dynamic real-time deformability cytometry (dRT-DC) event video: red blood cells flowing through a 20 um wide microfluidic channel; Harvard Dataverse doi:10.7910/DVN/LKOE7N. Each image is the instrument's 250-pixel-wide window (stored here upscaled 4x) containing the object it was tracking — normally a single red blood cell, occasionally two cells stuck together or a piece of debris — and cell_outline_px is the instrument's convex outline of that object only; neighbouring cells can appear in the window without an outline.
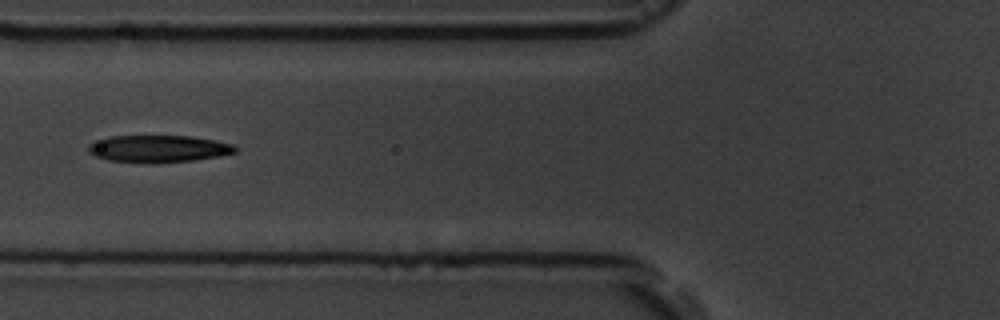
{"species": "common noctule bat (a hibernating species)", "species_latin": "Nyctalus noctula", "temperature_condition": "room temperature", "stored_images_in_passage": 7, "camera_frame_rate_fps": 3000, "um_per_image_px": 0.085, "animal": {"sex": "male", "body_mass_g": 19.5, "forearm_length_mm": 54.6}, "frame": {"image": 1, "passage_image": 7, "time_ms": 7.667, "image_size_px": [1000, 320], "cell_outline_px": [[240, 148], [236, 152], [220, 156], [192, 160], [156, 164], [148, 164], [108, 160], [96, 156], [88, 152], [88, 144], [96, 140], [108, 136], [192, 136], [232, 144]], "centroid_in_image_um": [13.45, 12.65], "position_along_channel_um": 112.3, "area_um2": 23.52}}